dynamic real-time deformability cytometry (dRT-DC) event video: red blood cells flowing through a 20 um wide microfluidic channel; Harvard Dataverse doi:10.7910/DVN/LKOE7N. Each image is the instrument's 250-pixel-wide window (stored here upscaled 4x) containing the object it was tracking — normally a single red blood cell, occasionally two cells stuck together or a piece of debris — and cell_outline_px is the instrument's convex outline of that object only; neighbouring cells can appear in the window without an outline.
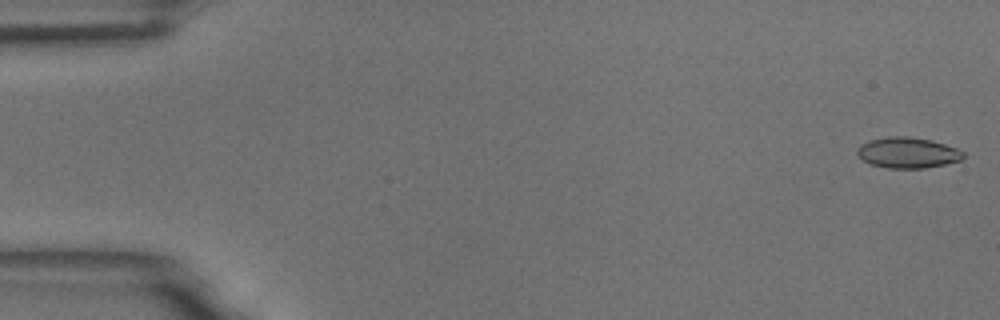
{"species": "common noctule bat (a hibernating species)", "species_latin": "Nyctalus noctula", "temperature_condition": "room temperature", "stored_images_in_passage": 57, "camera_frame_rate_fps": 3000, "um_per_image_px": 0.085, "animal": {"sex": "male", "body_mass_g": 18.8}, "frame": {"image": 1, "passage_image": 1, "time_ms": 0.0, "image_size_px": [1000, 320], "cell_outline_px": [[964, 156], [960, 160], [944, 164], [924, 168], [888, 168], [868, 164], [856, 152], [856, 148], [860, 144], [868, 140], [888, 136], [904, 136], [932, 140], [956, 148], [964, 152]], "centroid_in_image_um": [77.11, 12.97], "position_along_channel_um": 7.9, "area_um2": 19.02}}
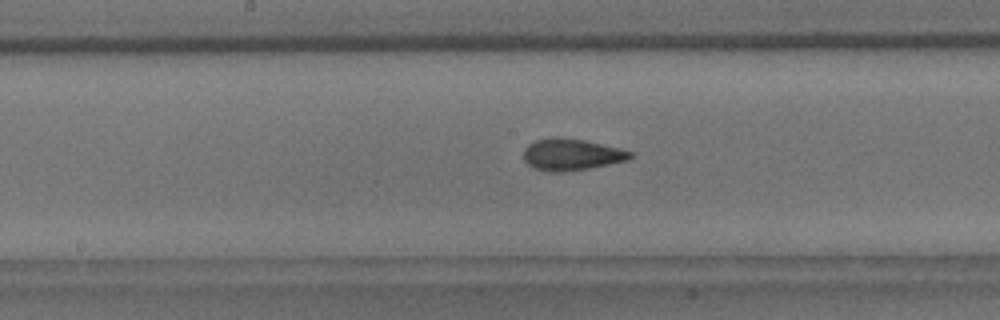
{"frame": {"image": 2, "passage_image": 29, "time_ms": 9.333, "image_size_px": [1000, 320], "cell_outline_px": [[632, 156], [628, 160], [588, 168], [560, 172], [548, 172], [532, 168], [524, 160], [524, 148], [528, 144], [536, 140], [552, 136], [556, 136], [584, 140], [620, 148], [632, 152]], "centroid_in_image_um": [48.53, 13.13], "position_along_channel_um": 199.7, "area_um2": 19.71}}
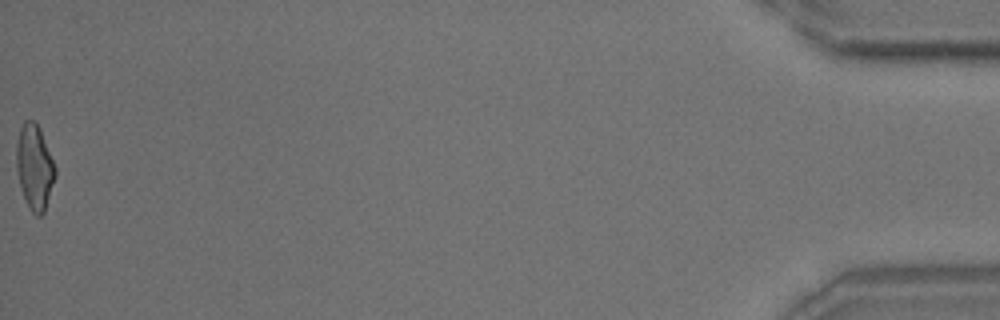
{"frame": {"image": 3, "passage_image": 57, "time_ms": 18.667, "image_size_px": [1000, 320], "cell_outline_px": [[56, 176], [44, 212], [40, 216], [36, 216], [32, 212], [24, 196], [20, 184], [16, 168], [16, 140], [20, 128], [24, 120], [32, 120], [40, 128], [56, 168]], "centroid_in_image_um": [2.93, 14.18], "position_along_channel_um": 432.3, "area_um2": 19.13}, "authors_computed_cell_mechanics": {"area_um2": 19.2474, "velocity_mm_per_s": 3.5614, "shape_relaxation_time_tau1_ms": 6.0643, "shape_relaxation_time_tau2_ms": 1.4581, "deformation_change_tau1": 0.1565, "deformation_change_tau2": 0.0828}}